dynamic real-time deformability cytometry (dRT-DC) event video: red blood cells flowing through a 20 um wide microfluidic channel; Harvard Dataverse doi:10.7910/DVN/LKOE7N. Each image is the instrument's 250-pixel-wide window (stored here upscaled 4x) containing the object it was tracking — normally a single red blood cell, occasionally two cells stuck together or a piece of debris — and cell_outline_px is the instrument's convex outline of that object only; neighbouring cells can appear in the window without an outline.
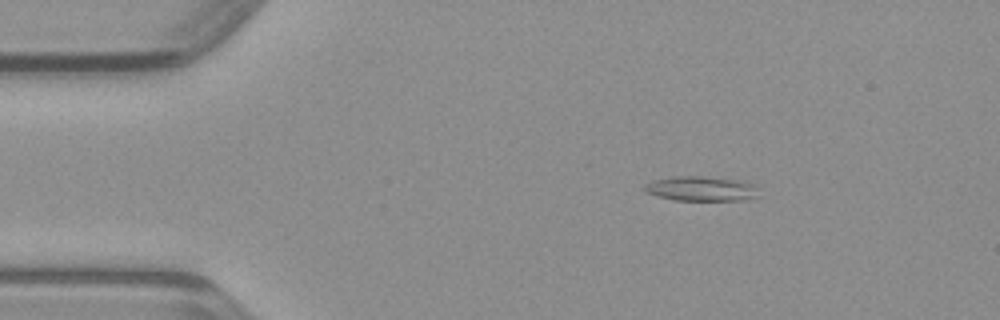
{"species": "common noctule bat (a hibernating species)", "species_latin": "Nyctalus noctula", "temperature_condition": "warm", "stored_images_in_passage": 48, "camera_frame_rate_fps": 3000, "um_per_image_px": 0.085, "animal": {"sex": "male", "body_mass_g": 23.1, "forearm_length_mm": 52.7}, "frame": {"image": 1, "passage_image": 8, "time_ms": 2.333, "image_size_px": [1000, 320], "cell_outline_px": [[760, 196], [744, 200], [676, 200], [644, 192], [644, 184], [652, 180], [672, 176], [704, 176], [736, 180], [752, 184], [756, 188]], "centroid_in_image_um": [59.57, 16.03], "position_along_channel_um": 25.4, "area_um2": 16.42}}
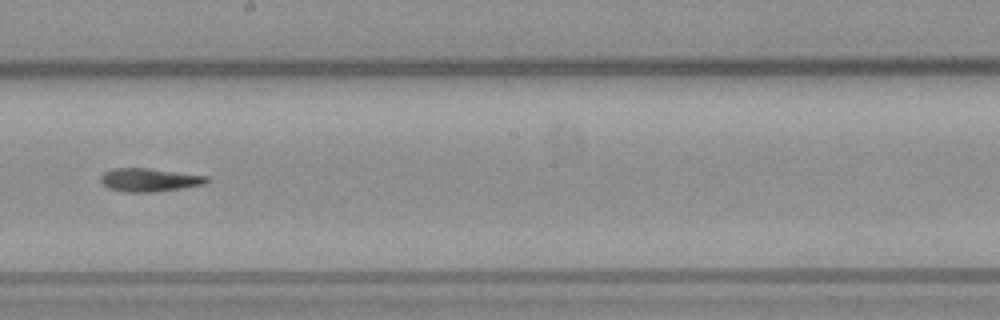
{"frame": {"image": 2, "passage_image": 27, "time_ms": 8.667, "image_size_px": [1000, 320], "cell_outline_px": [[212, 180], [204, 184], [156, 192], [124, 192], [108, 188], [100, 180], [100, 176], [104, 172], [112, 168], [148, 168], [208, 176]], "centroid_in_image_um": [12.69, 15.29], "position_along_channel_um": 235.5, "area_um2": 14.45}}
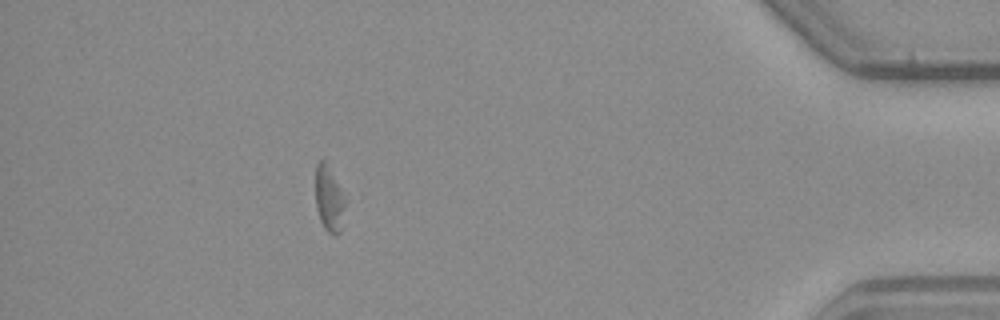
{"frame": {"image": 3, "passage_image": 43, "time_ms": 14.0, "image_size_px": [1000, 320], "cell_outline_px": [[344, 208], [340, 232], [336, 236], [332, 236], [324, 228], [320, 220], [316, 208], [316, 164], [324, 156], [340, 188], [344, 200]], "centroid_in_image_um": [27.94, 16.89], "position_along_channel_um": 407.3, "area_um2": 11.27}}